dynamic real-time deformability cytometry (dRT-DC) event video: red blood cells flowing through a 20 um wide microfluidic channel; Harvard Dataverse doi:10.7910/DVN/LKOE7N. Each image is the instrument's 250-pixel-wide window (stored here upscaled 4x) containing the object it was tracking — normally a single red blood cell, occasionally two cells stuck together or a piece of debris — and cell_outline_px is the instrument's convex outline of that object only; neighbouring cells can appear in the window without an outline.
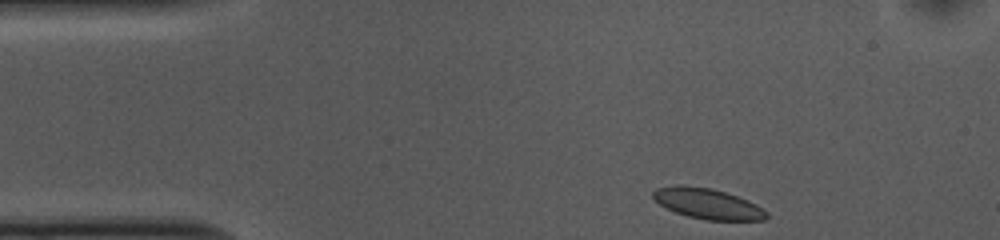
{"species": "common noctule bat (a hibernating species)", "species_latin": "Nyctalus noctula", "temperature_condition": "cold", "stored_images_in_passage": 37, "camera_frame_rate_fps": 3000, "um_per_image_px": 0.085, "animal": {"sex": "female", "body_mass_g": 10.0, "forearm_length_mm": 53.1}, "frame": {"image": 1, "passage_image": 1, "time_ms": 0.0, "image_size_px": [1000, 240], "cell_outline_px": [[768, 216], [764, 220], [704, 220], [688, 216], [676, 212], [660, 204], [652, 196], [652, 192], [656, 188], [676, 184], [712, 188], [748, 200], [756, 204], [768, 212]], "centroid_in_image_um": [60.15, 17.3], "position_along_channel_um": 24.9, "area_um2": 20.11}}
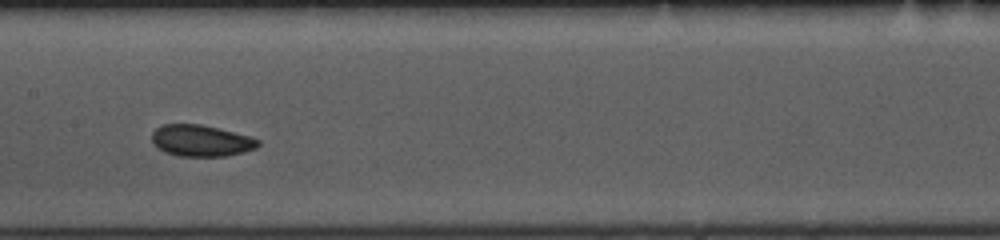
{"frame": {"image": 2, "passage_image": 19, "time_ms": 6.0, "image_size_px": [1000, 240], "cell_outline_px": [[260, 144], [256, 148], [244, 152], [224, 156], [176, 156], [164, 152], [156, 148], [152, 144], [152, 132], [156, 128], [164, 124], [200, 124], [248, 136], [260, 140]], "centroid_in_image_um": [17.04, 11.97], "position_along_channel_um": 190.4, "area_um2": 19.48}}
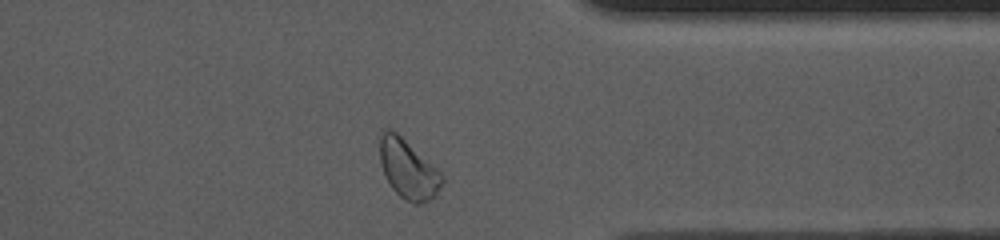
{"frame": {"image": 3, "passage_image": 35, "time_ms": 11.333, "image_size_px": [1000, 240], "cell_outline_px": [[444, 184], [436, 196], [420, 204], [412, 204], [404, 200], [392, 188], [384, 176], [380, 164], [380, 132], [384, 128], [388, 128], [396, 132], [436, 168], [444, 176]], "centroid_in_image_um": [34.68, 14.41], "position_along_channel_um": 376.7, "area_um2": 21.56}, "authors_computed_cell_mechanics": {"area_um2": 19.7098, "velocity_mm_per_s": 3.6636, "shape_relaxation_time_tau1_ms": 4.6173, "shape_relaxation_time_tau2_ms": 2.686, "deformation_change_tau1": 0.0861, "deformation_change_tau2": 0.0823}}